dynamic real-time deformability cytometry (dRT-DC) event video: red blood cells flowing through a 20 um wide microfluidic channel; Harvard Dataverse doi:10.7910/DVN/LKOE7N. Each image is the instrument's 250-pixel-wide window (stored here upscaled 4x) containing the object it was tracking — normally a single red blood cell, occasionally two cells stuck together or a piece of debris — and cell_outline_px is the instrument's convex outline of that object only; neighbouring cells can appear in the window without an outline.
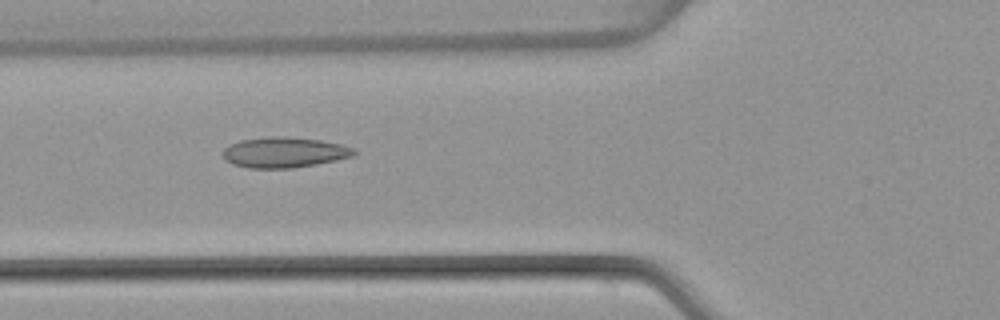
{"species": "common noctule bat (a hibernating species)", "species_latin": "Nyctalus noctula", "temperature_condition": "warm", "stored_images_in_passage": 40, "camera_frame_rate_fps": 3000, "um_per_image_px": 0.085, "animal": {"sex": "female", "body_mass_g": 22.7, "forearm_length_mm": 54.2}, "frame": {"image": 1, "passage_image": 9, "time_ms": 2.667, "image_size_px": [1000, 320], "cell_outline_px": [[356, 152], [352, 156], [336, 160], [316, 164], [292, 168], [248, 168], [232, 164], [224, 156], [224, 148], [240, 140], [272, 136], [284, 136], [320, 140], [340, 144], [356, 148]], "centroid_in_image_um": [24.19, 12.95], "position_along_channel_um": 101.6, "area_um2": 23.12}}
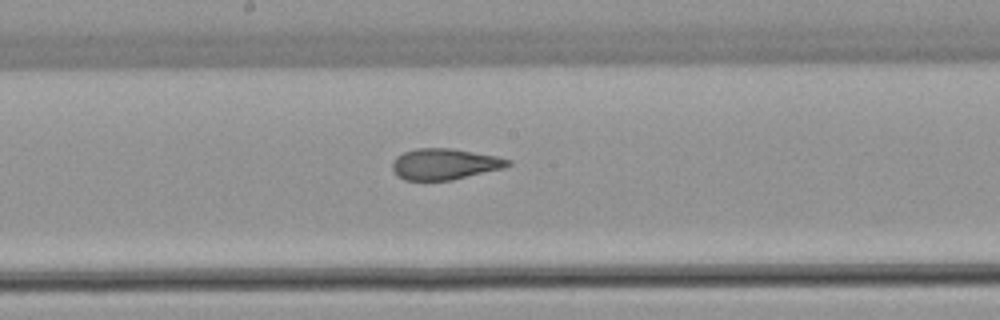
{"frame": {"image": 2, "passage_image": 17, "time_ms": 5.333, "image_size_px": [1000, 320], "cell_outline_px": [[512, 164], [504, 168], [452, 180], [404, 180], [392, 168], [392, 164], [396, 156], [404, 152], [416, 148], [452, 148], [496, 156], [512, 160]], "centroid_in_image_um": [37.82, 13.94], "position_along_channel_um": 210.4, "area_um2": 20.87}}
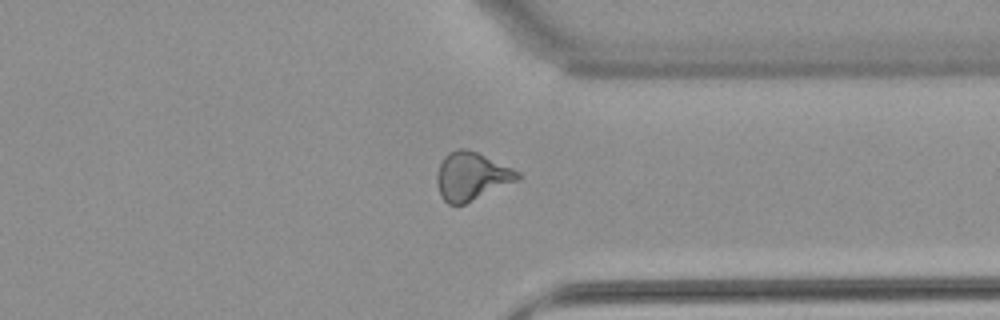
{"frame": {"image": 3, "passage_image": 29, "time_ms": 9.333, "image_size_px": [1000, 320], "cell_outline_px": [[520, 180], [464, 204], [448, 204], [440, 196], [436, 184], [436, 176], [440, 164], [444, 156], [448, 152], [460, 148], [464, 148], [476, 152], [512, 168], [520, 172]], "centroid_in_image_um": [40.06, 14.99], "position_along_channel_um": 371.3, "area_um2": 22.6}, "authors_computed_cell_mechanics": {"area_um2": 21.7039, "velocity_mm_per_s": 4.0723, "shape_relaxation_time_tau1_ms": null, "shape_relaxation_time_tau2_ms": 1.3422, "deformation_change_tau1": null, "deformation_change_tau2": 0.0903}}